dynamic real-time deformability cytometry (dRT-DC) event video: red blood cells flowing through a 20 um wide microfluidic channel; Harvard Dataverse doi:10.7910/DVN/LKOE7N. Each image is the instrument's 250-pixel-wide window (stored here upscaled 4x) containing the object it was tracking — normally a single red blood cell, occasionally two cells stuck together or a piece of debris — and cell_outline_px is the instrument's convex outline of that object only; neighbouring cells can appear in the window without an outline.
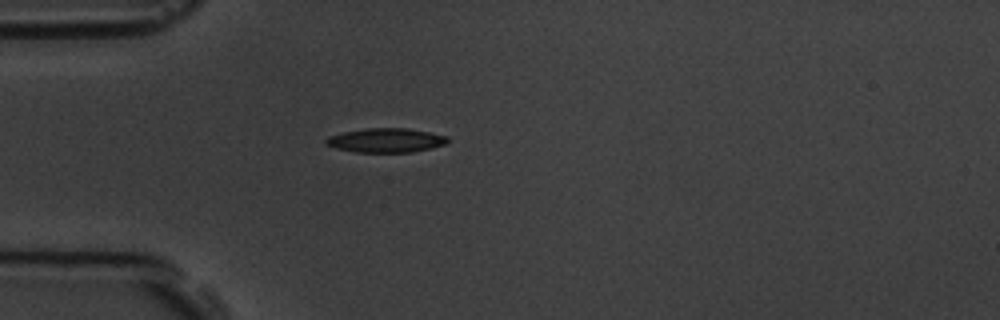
{"species": "common noctule bat (a hibernating species)", "species_latin": "Nyctalus noctula", "temperature_condition": "room temperature", "stored_images_in_passage": 1, "camera_frame_rate_fps": 3000, "um_per_image_px": 0.085, "animal": {"sex": "male", "body_mass_g": 19.5, "forearm_length_mm": 54.6}, "frame": {"image": 1, "passage_image": 1, "time_ms": 0.0, "image_size_px": [1000, 320], "cell_outline_px": [[448, 140], [444, 144], [432, 148], [412, 152], [356, 152], [336, 148], [324, 144], [324, 140], [328, 136], [344, 132], [368, 128], [408, 128], [448, 136]], "centroid_in_image_um": [32.78, 11.93], "position_along_channel_um": 52.2, "area_um2": 17.11}}